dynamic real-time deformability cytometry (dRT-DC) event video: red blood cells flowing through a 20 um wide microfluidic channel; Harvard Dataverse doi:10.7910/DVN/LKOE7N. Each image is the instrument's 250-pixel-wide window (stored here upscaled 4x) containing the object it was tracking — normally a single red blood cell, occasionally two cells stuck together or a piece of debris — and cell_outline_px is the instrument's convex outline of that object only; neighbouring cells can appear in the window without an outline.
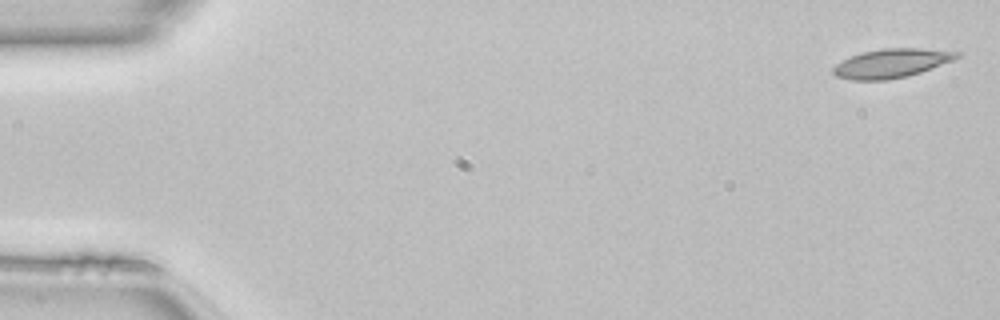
{"species": "common noctule bat (a hibernating species)", "species_latin": "Nyctalus noctula", "temperature_condition": "room temperature", "stored_images_in_passage": 49, "camera_frame_rate_fps": 3000, "um_per_image_px": 0.085, "animal": {"sex": "female", "body_mass_g": 22.7, "forearm_length_mm": 54.2}, "frame": {"image": 1, "passage_image": 1, "time_ms": 0.0, "image_size_px": [1000, 320], "cell_outline_px": [[964, 52], [960, 56], [952, 60], [920, 72], [908, 76], [888, 80], [852, 80], [836, 76], [832, 72], [832, 68], [836, 64], [852, 56], [864, 52], [880, 48], [920, 48]], "centroid_in_image_um": [75.78, 5.37], "position_along_channel_um": 9.2, "area_um2": 20.75}}
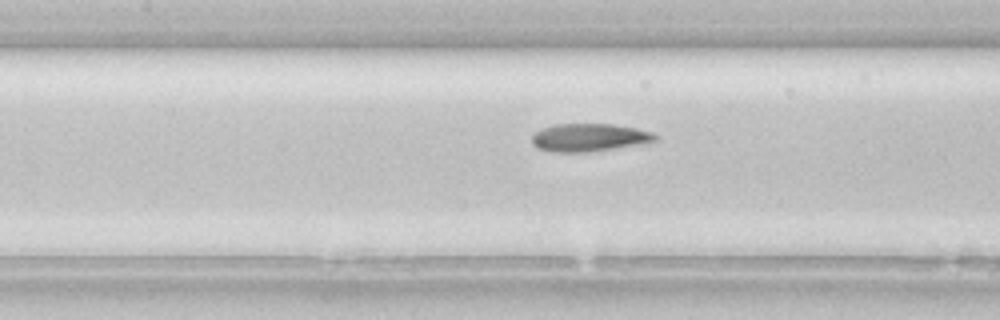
{"frame": {"image": 2, "passage_image": 22, "time_ms": 7.0, "image_size_px": [1000, 320], "cell_outline_px": [[660, 136], [656, 140], [640, 144], [616, 148], [588, 152], [552, 152], [536, 148], [532, 144], [532, 136], [536, 132], [544, 128], [556, 124], [612, 124], [636, 128], [652, 132]], "centroid_in_image_um": [50.09, 11.69], "position_along_channel_um": 157.3, "area_um2": 20.06}}
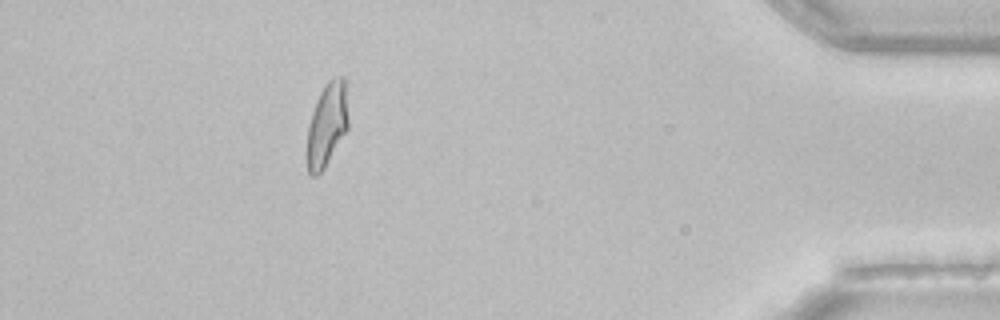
{"frame": {"image": 3, "passage_image": 44, "time_ms": 14.333, "image_size_px": [1000, 320], "cell_outline_px": [[348, 128], [324, 168], [316, 176], [308, 176], [308, 128], [312, 112], [316, 100], [324, 84], [332, 76], [344, 76], [348, 116]], "centroid_in_image_um": [27.8, 10.55], "position_along_channel_um": 407.4, "area_um2": 19.94}, "authors_computed_cell_mechanics": {"area_um2": 20.2878, "velocity_mm_per_s": 4.1383, "shape_relaxation_time_tau1_ms": 11.2522, "shape_relaxation_time_tau2_ms": 2.3858, "deformation_change_tau1": 0.305, "deformation_change_tau2": 0.0953}}